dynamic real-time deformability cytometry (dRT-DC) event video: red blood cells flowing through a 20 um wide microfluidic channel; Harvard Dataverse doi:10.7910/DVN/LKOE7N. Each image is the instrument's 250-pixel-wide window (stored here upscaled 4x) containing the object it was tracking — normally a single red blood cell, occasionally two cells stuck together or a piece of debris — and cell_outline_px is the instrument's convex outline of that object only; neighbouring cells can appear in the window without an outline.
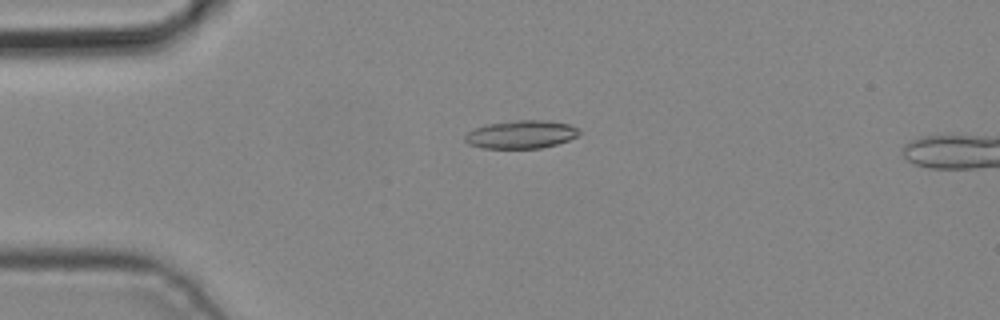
{"species": "common noctule bat (a hibernating species)", "species_latin": "Nyctalus noctula", "temperature_condition": "cold", "stored_images_in_passage": 6, "camera_frame_rate_fps": 3000, "um_per_image_px": 0.085, "animal": {"sex": "male", "body_mass_g": 19.2, "forearm_length_mm": 51.8}, "frame": {"image": 1, "passage_image": 3, "time_ms": 0.667, "image_size_px": [1000, 320], "cell_outline_px": [[580, 132], [576, 136], [568, 140], [556, 144], [540, 148], [484, 148], [468, 144], [464, 140], [464, 136], [468, 132], [476, 128], [488, 124], [516, 120], [548, 120], [568, 124], [576, 128]], "centroid_in_image_um": [44.27, 11.42], "position_along_channel_um": 40.7, "area_um2": 18.5}}
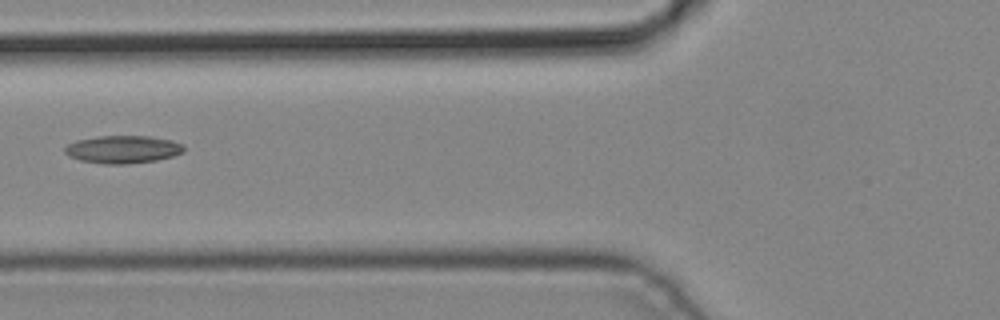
{"frame": {"image": 2, "passage_image": 5, "time_ms": 1.333, "image_size_px": [1000, 320], "cell_outline_px": [[184, 152], [172, 156], [156, 160], [124, 164], [104, 164], [80, 160], [68, 156], [64, 152], [64, 148], [68, 144], [76, 140], [100, 136], [152, 136], [172, 140], [184, 144]], "centroid_in_image_um": [10.45, 12.69], "position_along_channel_um": 115.4, "area_um2": 19.31}}
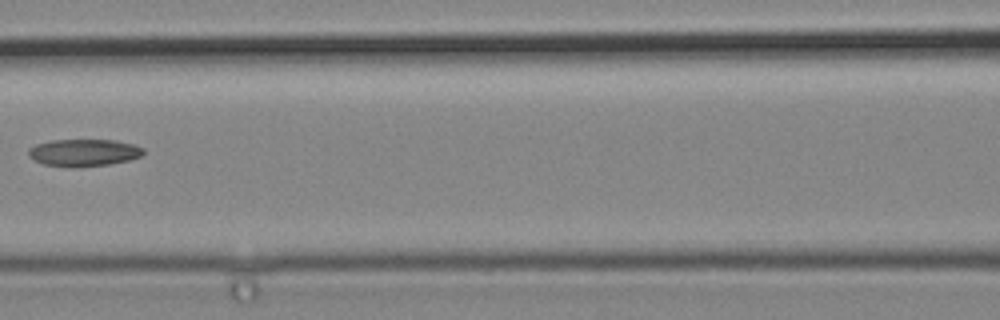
{"frame": {"image": 3, "passage_image": 6, "time_ms": 1.667, "image_size_px": [1000, 320], "cell_outline_px": [[144, 152], [140, 156], [128, 160], [108, 164], [72, 168], [44, 164], [28, 156], [28, 148], [36, 144], [52, 140], [116, 140], [132, 144], [144, 148]], "centroid_in_image_um": [7.1, 12.97], "position_along_channel_um": 159.5, "area_um2": 18.15}}